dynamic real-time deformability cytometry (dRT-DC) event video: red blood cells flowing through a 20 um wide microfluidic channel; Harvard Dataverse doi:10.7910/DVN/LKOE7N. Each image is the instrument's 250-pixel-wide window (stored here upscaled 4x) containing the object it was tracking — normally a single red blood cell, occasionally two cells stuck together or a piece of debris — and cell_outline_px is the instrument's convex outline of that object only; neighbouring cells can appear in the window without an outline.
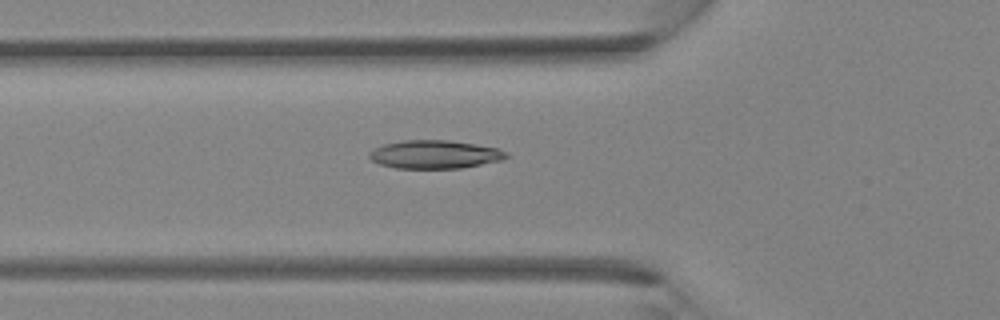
{"species": "Egyptian fruit bat (a non-hibernating species)", "species_latin": "Rousettus aegyptiacus", "temperature_condition": "room temperature", "stored_images_in_passage": 37, "camera_frame_rate_fps": 3000, "um_per_image_px": 0.085, "animal": {"sex": "female"}, "frame": {"image": 1, "passage_image": 13, "time_ms": 4.0, "image_size_px": [1000, 320], "cell_outline_px": [[508, 156], [504, 160], [460, 168], [396, 168], [380, 164], [372, 160], [368, 156], [368, 152], [384, 144], [404, 140], [448, 140], [476, 144], [496, 148], [508, 152]], "centroid_in_image_um": [36.97, 13.12], "position_along_channel_um": 88.8, "area_um2": 22.54}}
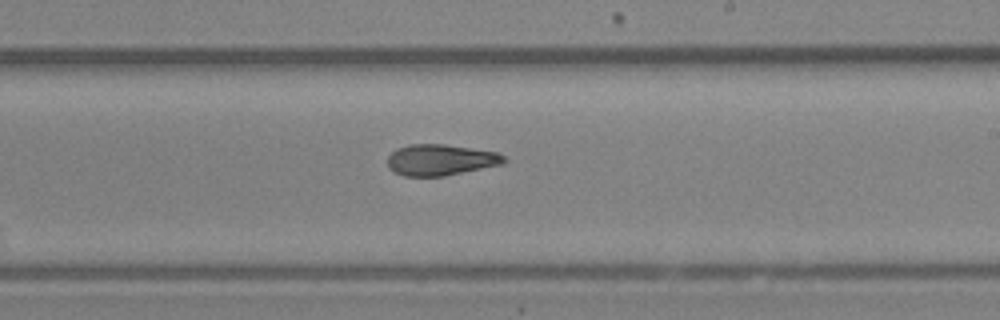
{"frame": {"image": 2, "passage_image": 22, "time_ms": 7.0, "image_size_px": [1000, 320], "cell_outline_px": [[508, 160], [504, 164], [444, 176], [404, 176], [388, 168], [388, 156], [396, 148], [408, 144], [444, 144], [500, 152]], "centroid_in_image_um": [37.48, 13.58], "position_along_channel_um": 251.5, "area_um2": 21.33}}
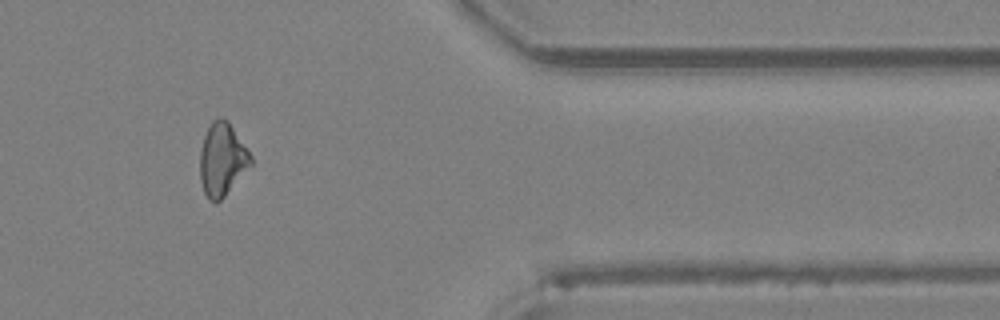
{"frame": {"image": 3, "passage_image": 31, "time_ms": 10.0, "image_size_px": [1000, 320], "cell_outline_px": [[252, 164], [224, 196], [220, 200], [208, 200], [204, 192], [200, 180], [200, 152], [204, 136], [212, 120], [220, 116], [228, 120], [252, 156]], "centroid_in_image_um": [18.88, 13.52], "position_along_channel_um": 392.5, "area_um2": 21.39}}